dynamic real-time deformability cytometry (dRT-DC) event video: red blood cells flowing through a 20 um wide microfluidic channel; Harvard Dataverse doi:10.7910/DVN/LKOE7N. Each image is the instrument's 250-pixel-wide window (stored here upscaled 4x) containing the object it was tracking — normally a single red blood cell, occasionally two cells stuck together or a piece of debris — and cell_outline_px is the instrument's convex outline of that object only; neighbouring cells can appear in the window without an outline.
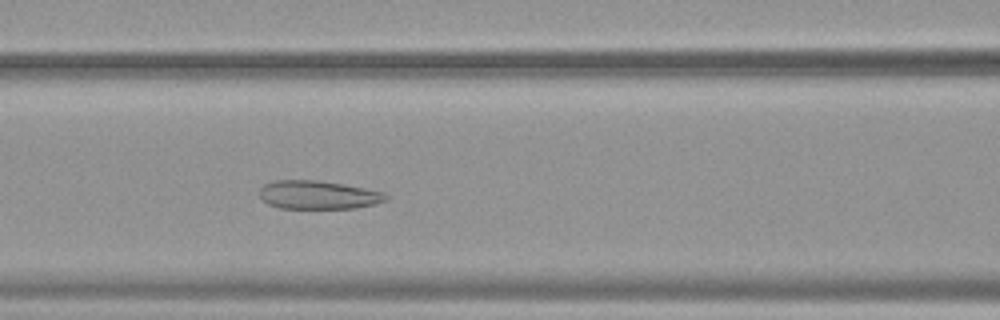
{"species": "common noctule bat (a hibernating species)", "species_latin": "Nyctalus noctula", "temperature_condition": "warm", "stored_images_in_passage": 50, "camera_frame_rate_fps": 3000, "um_per_image_px": 0.085, "animal": {"sex": "female", "body_mass_g": 19.9}, "frame": {"image": 1, "passage_image": 20, "time_ms": 6.333, "image_size_px": [1000, 320], "cell_outline_px": [[388, 200], [356, 208], [280, 208], [268, 204], [260, 196], [260, 188], [264, 184], [276, 180], [320, 180], [344, 184], [384, 192], [388, 196]], "centroid_in_image_um": [27.05, 16.56], "position_along_channel_um": 139.6, "area_um2": 20.92}}
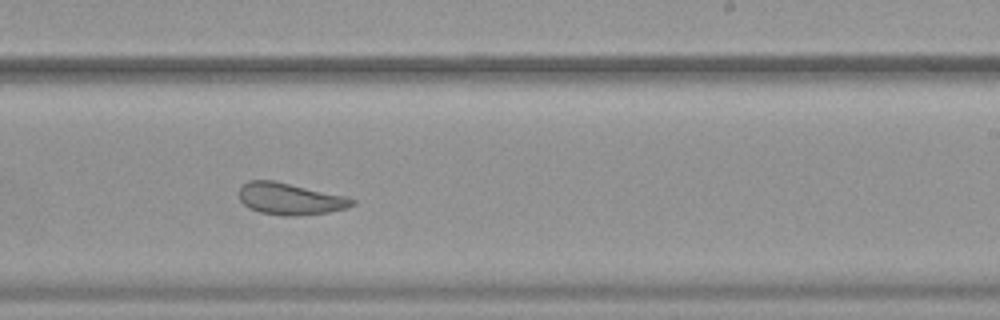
{"frame": {"image": 2, "passage_image": 30, "time_ms": 9.667, "image_size_px": [1000, 320], "cell_outline_px": [[356, 204], [348, 208], [328, 212], [296, 216], [284, 216], [260, 212], [248, 208], [240, 200], [240, 188], [248, 180], [272, 180], [344, 196], [356, 200]], "centroid_in_image_um": [24.65, 16.91], "position_along_channel_um": 264.3, "area_um2": 20.75}}
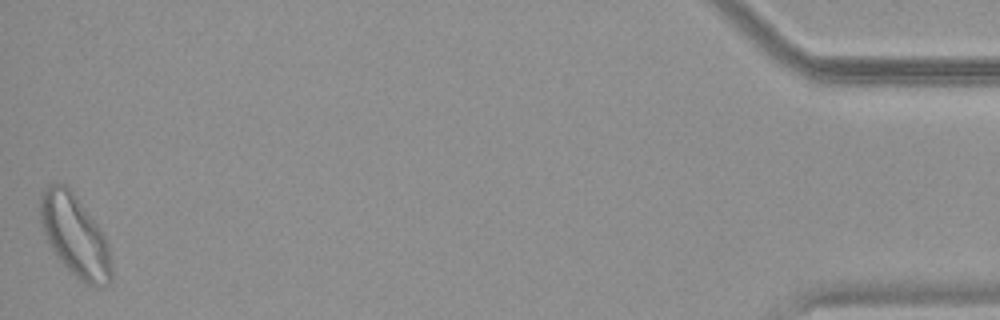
{"frame": {"image": 3, "passage_image": 50, "time_ms": 16.333, "image_size_px": [1000, 320], "cell_outline_px": [[112, 280], [108, 284], [96, 288], [84, 284], [56, 256], [40, 224], [40, 192], [48, 184], [64, 184], [72, 192], [96, 224], [104, 236], [108, 244], [112, 268]], "centroid_in_image_um": [6.37, 20.07], "position_along_channel_um": 428.8, "area_um2": 33.41}, "authors_computed_cell_mechanics": {"area_um2": 26.6458, "velocity_mm_per_s": 3.7694, "shape_relaxation_time_tau1_ms": null, "shape_relaxation_time_tau2_ms": 2.0414, "deformation_change_tau1": null, "deformation_change_tau2": 0.0948}}